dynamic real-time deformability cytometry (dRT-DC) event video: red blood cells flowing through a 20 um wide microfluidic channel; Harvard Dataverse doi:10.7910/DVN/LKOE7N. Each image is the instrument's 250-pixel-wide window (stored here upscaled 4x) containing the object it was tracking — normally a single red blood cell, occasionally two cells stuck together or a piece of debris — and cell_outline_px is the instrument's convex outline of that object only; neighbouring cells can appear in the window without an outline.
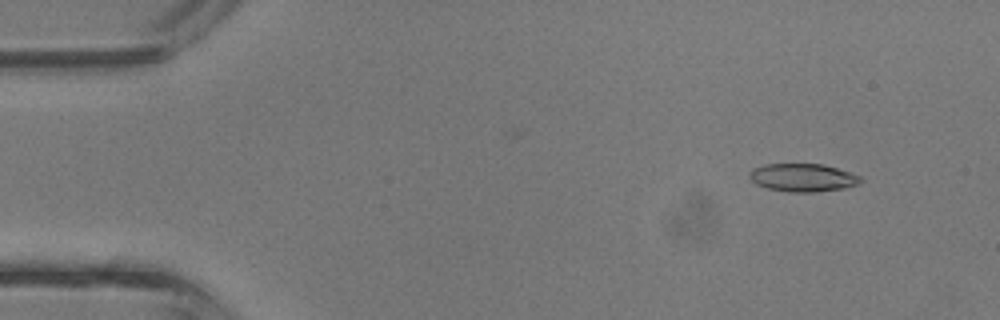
{"species": "common noctule bat (a hibernating species)", "species_latin": "Nyctalus noctula", "temperature_condition": "room temperature", "stored_images_in_passage": 3, "camera_frame_rate_fps": 3000, "um_per_image_px": 0.085, "animal": {"sex": "male", "body_mass_g": 13.3}, "frame": {"image": 1, "passage_image": 1, "time_ms": 0.0, "image_size_px": [1000, 320], "cell_outline_px": [[864, 180], [860, 184], [848, 188], [816, 192], [788, 192], [768, 188], [756, 184], [748, 176], [752, 168], [764, 164], [824, 164], [860, 176]], "centroid_in_image_um": [68.27, 15.1], "position_along_channel_um": 16.7, "area_um2": 18.32}}